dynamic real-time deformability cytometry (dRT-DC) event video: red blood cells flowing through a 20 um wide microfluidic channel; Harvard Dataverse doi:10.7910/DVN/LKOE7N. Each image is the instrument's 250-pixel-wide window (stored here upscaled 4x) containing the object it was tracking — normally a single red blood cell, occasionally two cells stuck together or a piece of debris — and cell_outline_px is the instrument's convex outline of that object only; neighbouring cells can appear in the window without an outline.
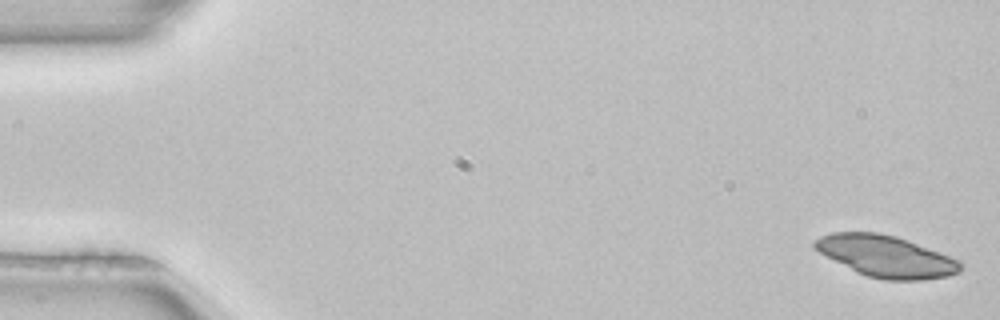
{"species": "common noctule bat (a hibernating species)", "species_latin": "Nyctalus noctula", "temperature_condition": "room temperature", "stored_images_in_passage": 4, "camera_frame_rate_fps": 3000, "um_per_image_px": 0.085, "animal": {"sex": "female", "body_mass_g": 22.7, "forearm_length_mm": 54.2}, "frame": {"image": 1, "passage_image": 1, "time_ms": 0.0, "image_size_px": [1000, 320], "cell_outline_px": [[964, 264], [960, 272], [948, 276], [920, 280], [884, 280], [868, 276], [856, 272], [820, 252], [812, 244], [820, 236], [832, 232], [880, 232], [896, 236], [908, 240], [940, 252], [960, 260]], "centroid_in_image_um": [75.36, 21.78], "position_along_channel_um": 9.6, "area_um2": 35.2}}